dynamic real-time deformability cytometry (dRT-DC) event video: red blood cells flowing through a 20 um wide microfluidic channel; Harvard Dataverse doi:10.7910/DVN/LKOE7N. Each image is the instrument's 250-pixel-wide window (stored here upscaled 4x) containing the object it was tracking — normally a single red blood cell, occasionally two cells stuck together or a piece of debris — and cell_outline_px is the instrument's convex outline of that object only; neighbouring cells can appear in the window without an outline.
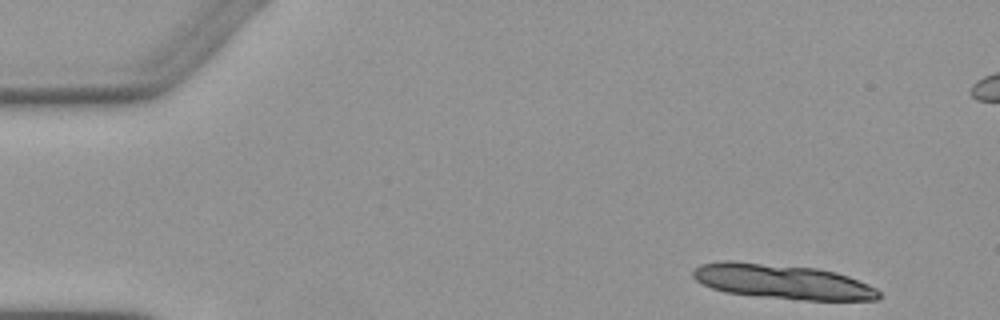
{"species": "Egyptian fruit bat (a non-hibernating species)", "species_latin": "Rousettus aegyptiacus", "temperature_condition": "warm", "stored_images_in_passage": 5, "camera_frame_rate_fps": 3000, "um_per_image_px": 0.085, "animal": {"sex": "female"}, "frame": {"image": 1, "passage_image": 1, "time_ms": 0.0, "image_size_px": [1000, 320], "cell_outline_px": [[884, 296], [876, 300], [796, 300], [756, 296], [724, 292], [712, 288], [696, 280], [692, 276], [692, 272], [700, 264], [724, 260], [732, 260], [816, 268], [836, 272], [848, 276], [868, 284], [876, 288]], "centroid_in_image_um": [66.52, 23.94], "position_along_channel_um": 18.5, "area_um2": 37.92}}